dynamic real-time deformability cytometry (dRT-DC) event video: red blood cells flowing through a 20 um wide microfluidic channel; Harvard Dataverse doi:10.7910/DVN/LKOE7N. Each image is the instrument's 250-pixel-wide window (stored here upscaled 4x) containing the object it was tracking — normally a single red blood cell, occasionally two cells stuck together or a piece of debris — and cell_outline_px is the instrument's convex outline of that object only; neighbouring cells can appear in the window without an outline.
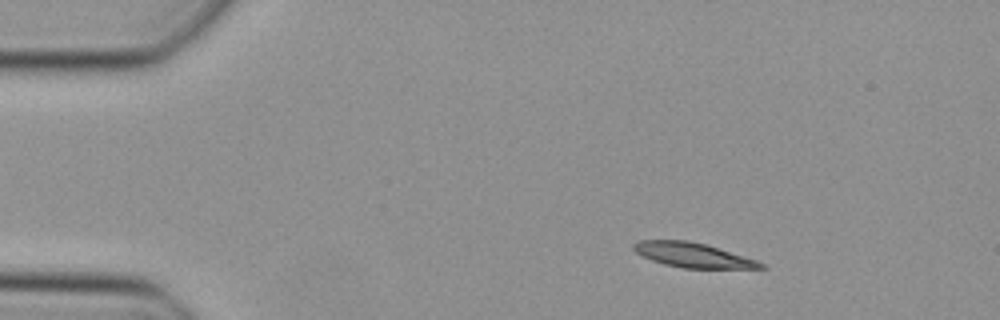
{"species": "Egyptian fruit bat (a non-hibernating species)", "species_latin": "Rousettus aegyptiacus", "temperature_condition": "cold", "stored_images_in_passage": 48, "camera_frame_rate_fps": 3000, "um_per_image_px": 0.085, "animal": {"sex": "female"}, "frame": {"image": 1, "passage_image": 7, "time_ms": 2.0, "image_size_px": [1000, 320], "cell_outline_px": [[768, 268], [684, 268], [664, 264], [652, 260], [636, 252], [632, 248], [632, 244], [640, 240], [688, 240], [708, 244], [756, 260], [764, 264]], "centroid_in_image_um": [58.89, 21.67], "position_along_channel_um": 26.1, "area_um2": 18.21}}
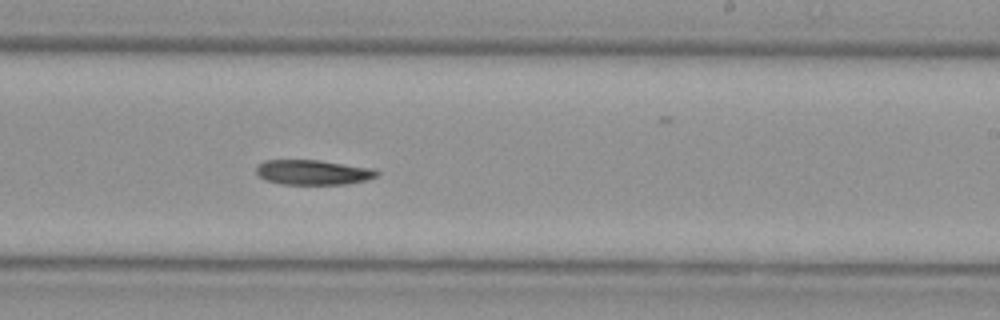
{"frame": {"image": 2, "passage_image": 29, "time_ms": 9.333, "image_size_px": [1000, 320], "cell_outline_px": [[380, 172], [376, 176], [368, 180], [348, 184], [280, 184], [264, 180], [256, 176], [256, 168], [264, 160], [320, 160], [376, 168]], "centroid_in_image_um": [26.63, 14.65], "position_along_channel_um": 262.4, "area_um2": 17.86}}
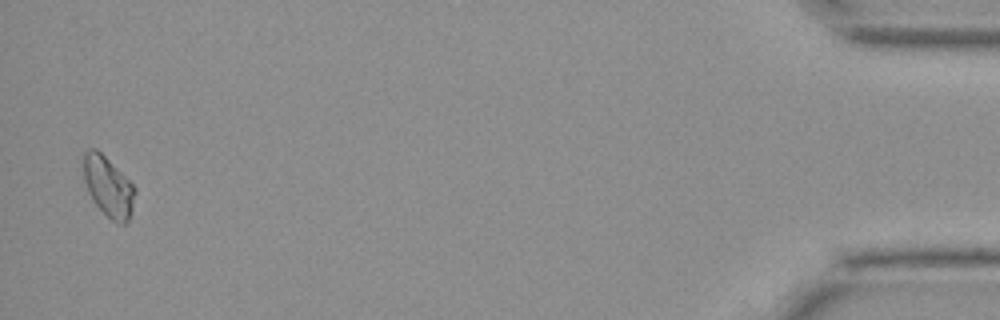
{"frame": {"image": 3, "passage_image": 47, "time_ms": 15.333, "image_size_px": [1000, 320], "cell_outline_px": [[136, 192], [132, 212], [128, 220], [124, 224], [116, 224], [92, 200], [88, 192], [84, 180], [84, 152], [88, 148], [96, 148], [136, 188]], "centroid_in_image_um": [9.21, 15.88], "position_along_channel_um": 426.0, "area_um2": 17.8}}